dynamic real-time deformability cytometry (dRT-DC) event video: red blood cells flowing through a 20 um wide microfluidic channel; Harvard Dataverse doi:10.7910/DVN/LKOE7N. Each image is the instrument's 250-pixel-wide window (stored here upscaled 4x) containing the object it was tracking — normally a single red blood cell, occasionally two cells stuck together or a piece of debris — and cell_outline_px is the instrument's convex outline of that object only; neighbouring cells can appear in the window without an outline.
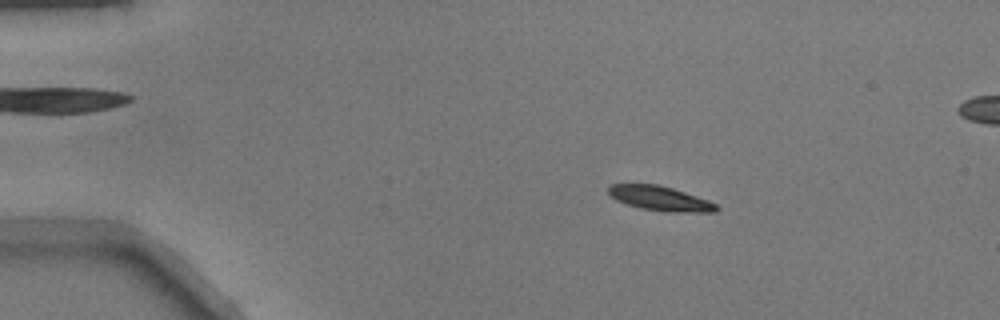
{"species": "common noctule bat (a hibernating species)", "species_latin": "Nyctalus noctula", "temperature_condition": "warm", "stored_images_in_passage": 52, "segment_of_instrument_passage": [1, 2], "camera_frame_rate_fps": 3000, "um_per_image_px": 0.085, "animal": {"sex": "male", "body_mass_g": 17.9}, "frame": {"image": 1, "passage_image": 9, "time_ms": 2.667, "image_size_px": [1000, 320], "cell_outline_px": [[720, 208], [716, 212], [676, 212], [640, 208], [616, 200], [608, 192], [608, 188], [612, 184], [660, 184], [708, 200], [716, 204]], "centroid_in_image_um": [56.13, 16.86], "position_along_channel_um": 28.9, "area_um2": 15.26}}
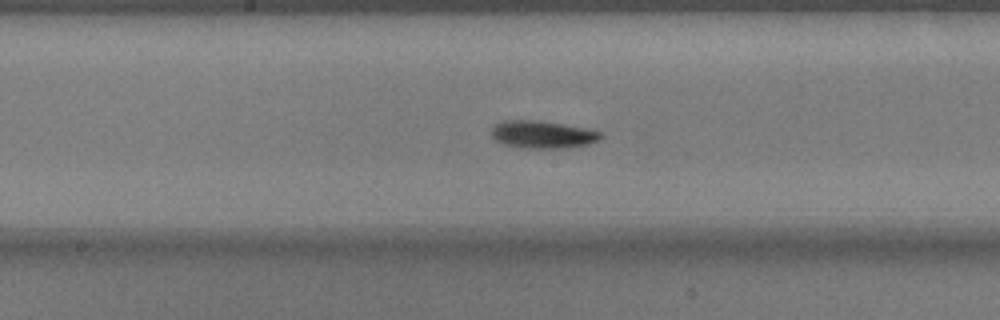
{"frame": {"image": 2, "passage_image": 27, "time_ms": 8.667, "image_size_px": [1000, 320], "cell_outline_px": [[604, 136], [600, 140], [588, 144], [568, 148], [520, 148], [504, 144], [496, 140], [492, 136], [492, 128], [496, 124], [504, 120], [540, 120], [584, 128], [604, 132]], "centroid_in_image_um": [46.16, 11.44], "position_along_channel_um": 202.0, "area_um2": 17.69}}
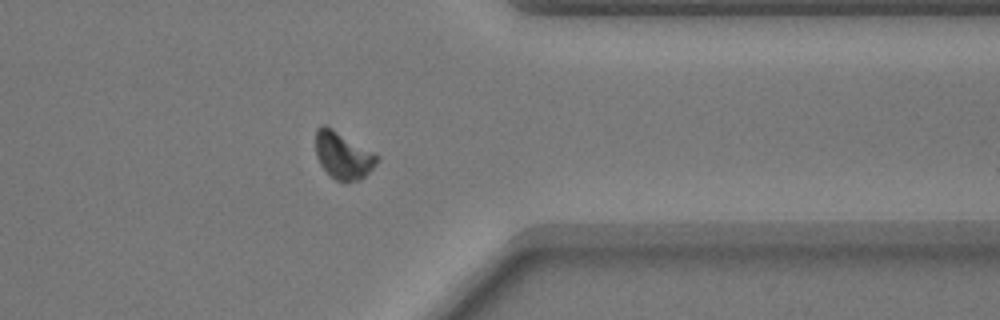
{"frame": {"image": 3, "passage_image": 41, "time_ms": 13.333, "image_size_px": [1000, 320], "cell_outline_px": [[380, 160], [360, 180], [336, 180], [320, 164], [316, 156], [316, 128], [324, 124], [332, 128], [376, 152], [380, 156]], "centroid_in_image_um": [29.19, 13.17], "position_along_channel_um": 382.2, "area_um2": 16.76}}